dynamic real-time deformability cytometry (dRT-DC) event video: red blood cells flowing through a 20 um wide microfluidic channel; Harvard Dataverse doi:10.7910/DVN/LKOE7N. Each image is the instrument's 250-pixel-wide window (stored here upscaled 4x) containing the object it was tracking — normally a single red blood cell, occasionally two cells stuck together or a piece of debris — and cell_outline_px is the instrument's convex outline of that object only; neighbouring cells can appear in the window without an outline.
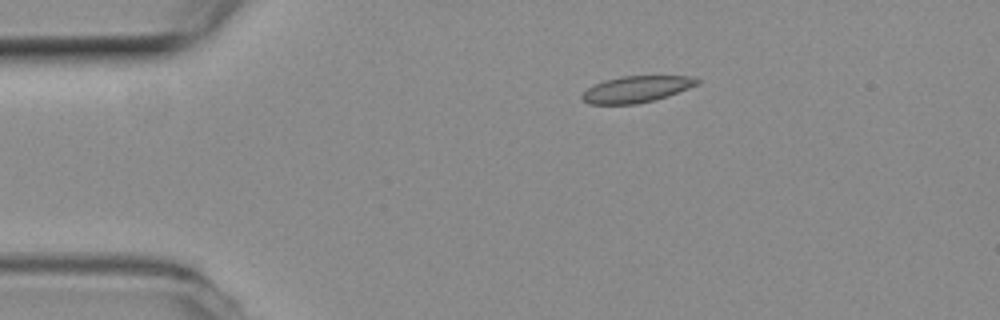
{"species": "common noctule bat (a hibernating species)", "species_latin": "Nyctalus noctula", "temperature_condition": "room temperature", "stored_images_in_passage": 3, "camera_frame_rate_fps": 3000, "um_per_image_px": 0.085, "animal": {"sex": "female", "body_mass_g": 19.3, "forearm_length_mm": 54.1}, "frame": {"image": 1, "passage_image": 1, "time_ms": 0.0, "image_size_px": [1000, 320], "cell_outline_px": [[700, 84], [652, 100], [636, 104], [588, 104], [580, 96], [588, 88], [604, 80], [620, 76], [688, 76], [700, 80]], "centroid_in_image_um": [54.06, 7.57], "position_along_channel_um": 30.9, "area_um2": 17.4}}
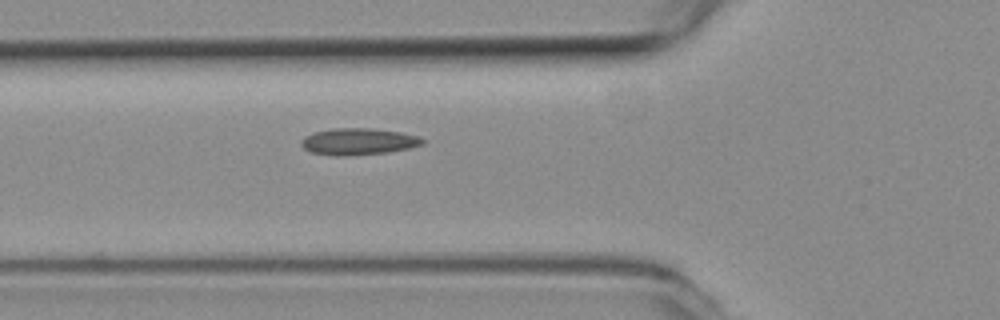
{"frame": {"image": 2, "passage_image": 3, "time_ms": 0.667, "image_size_px": [1000, 320], "cell_outline_px": [[424, 144], [408, 148], [388, 152], [352, 156], [336, 156], [312, 152], [304, 148], [300, 144], [300, 140], [304, 136], [312, 132], [332, 128], [372, 128], [400, 132], [420, 136], [424, 140]], "centroid_in_image_um": [30.44, 12.03], "position_along_channel_um": 95.4, "area_um2": 19.07}}